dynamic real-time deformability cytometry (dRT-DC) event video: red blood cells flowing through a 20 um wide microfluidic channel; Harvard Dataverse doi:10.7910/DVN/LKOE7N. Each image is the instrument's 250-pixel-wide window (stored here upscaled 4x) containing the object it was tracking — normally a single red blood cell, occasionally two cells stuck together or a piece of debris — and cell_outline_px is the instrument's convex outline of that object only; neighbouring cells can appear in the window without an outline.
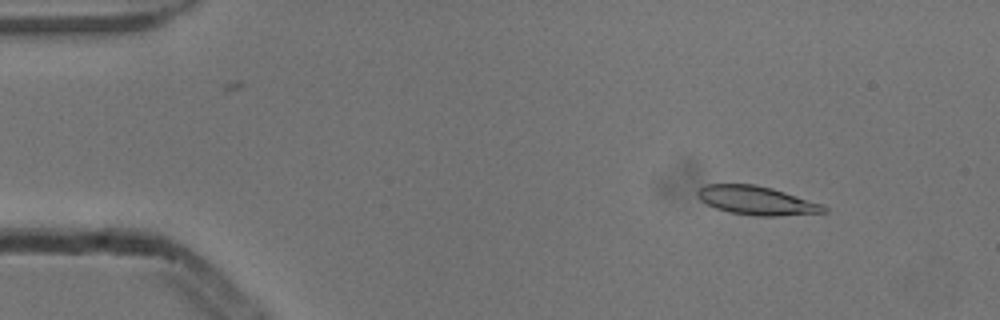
{"species": "common noctule bat (a hibernating species)", "species_latin": "Nyctalus noctula", "temperature_condition": "cold", "stored_images_in_passage": 4, "camera_frame_rate_fps": 3000, "um_per_image_px": 0.085, "animal": {"sex": "male", "body_mass_g": 13.3}, "frame": {"image": 1, "passage_image": 2, "time_ms": 0.333, "image_size_px": [1000, 320], "cell_outline_px": [[828, 212], [780, 216], [752, 216], [732, 212], [716, 208], [700, 200], [696, 196], [696, 192], [704, 184], [756, 184], [772, 188], [824, 204], [828, 208]], "centroid_in_image_um": [64.34, 17.04], "position_along_channel_um": 20.7, "area_um2": 21.33}}